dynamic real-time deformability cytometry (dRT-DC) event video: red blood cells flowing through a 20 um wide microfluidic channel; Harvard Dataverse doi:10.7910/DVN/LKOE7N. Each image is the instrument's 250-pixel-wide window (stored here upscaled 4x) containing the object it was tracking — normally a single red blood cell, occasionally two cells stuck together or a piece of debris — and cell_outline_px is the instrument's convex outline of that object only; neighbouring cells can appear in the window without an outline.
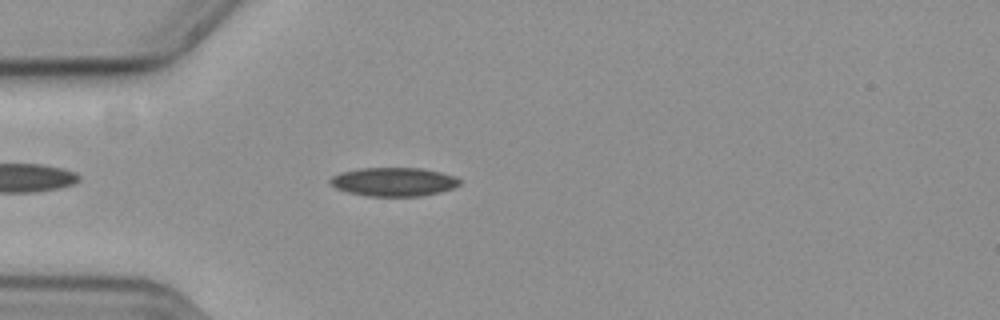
{"species": "common noctule bat (a hibernating species)", "species_latin": "Nyctalus noctula", "temperature_condition": "cold", "stored_images_in_passage": 46, "camera_frame_rate_fps": 3000, "um_per_image_px": 0.085, "animal": {"sex": "female", "body_mass_g": 19.3, "forearm_length_mm": 54.1}, "frame": {"image": 1, "passage_image": 5, "time_ms": 1.333, "image_size_px": [1000, 320], "cell_outline_px": [[460, 184], [452, 188], [440, 192], [420, 196], [368, 196], [348, 192], [336, 188], [332, 184], [332, 176], [344, 172], [360, 168], [420, 168], [440, 172], [452, 176], [460, 180]], "centroid_in_image_um": [33.48, 15.46], "position_along_channel_um": 51.5, "area_um2": 21.27}}
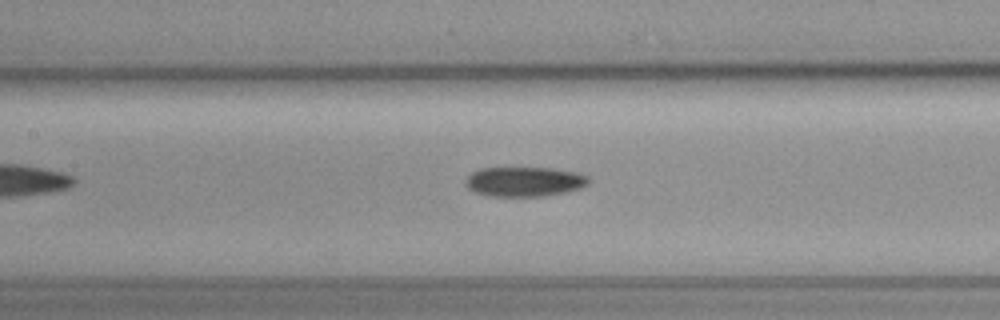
{"frame": {"image": 2, "passage_image": 15, "time_ms": 4.667, "image_size_px": [1000, 320], "cell_outline_px": [[588, 184], [580, 188], [564, 192], [544, 196], [488, 196], [476, 192], [468, 188], [468, 176], [472, 172], [480, 168], [556, 168], [576, 172], [588, 176]], "centroid_in_image_um": [44.6, 15.43], "position_along_channel_um": 162.8, "area_um2": 21.1}}
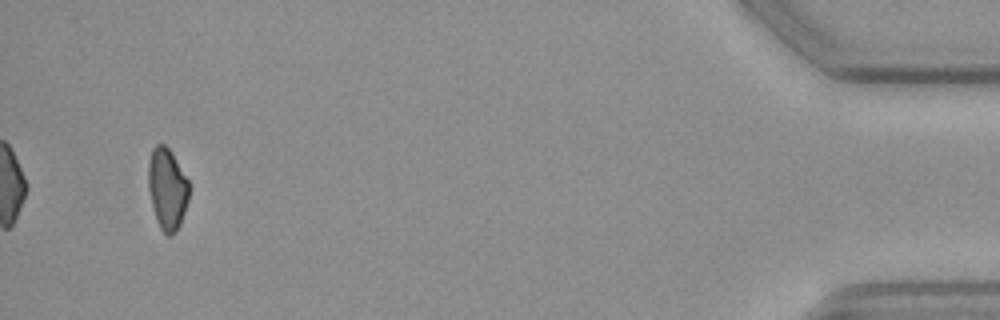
{"frame": {"image": 3, "passage_image": 43, "time_ms": 14.0, "image_size_px": [1000, 320], "cell_outline_px": [[188, 200], [180, 224], [172, 236], [168, 236], [160, 228], [156, 220], [148, 188], [148, 160], [152, 148], [156, 144], [164, 144], [168, 148], [188, 180]], "centroid_in_image_um": [14.19, 16.05], "position_along_channel_um": 421.0, "area_um2": 19.13}}